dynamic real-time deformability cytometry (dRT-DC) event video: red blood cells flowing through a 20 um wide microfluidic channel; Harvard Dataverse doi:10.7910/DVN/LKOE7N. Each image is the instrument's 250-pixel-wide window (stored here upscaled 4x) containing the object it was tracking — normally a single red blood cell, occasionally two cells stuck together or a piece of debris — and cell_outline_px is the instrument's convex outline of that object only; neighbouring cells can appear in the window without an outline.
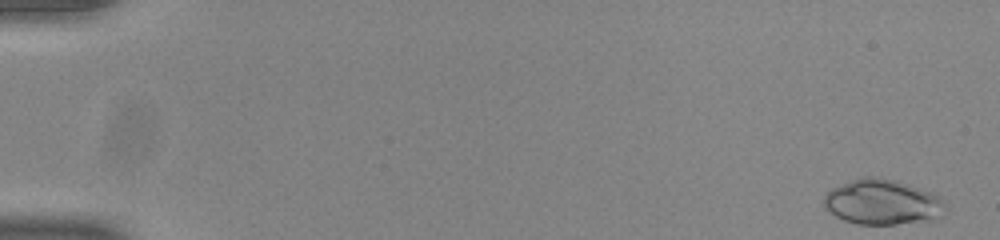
{"species": "common noctule bat (a hibernating species)", "species_latin": "Nyctalus noctula", "temperature_condition": "room temperature", "stored_images_in_passage": 52, "camera_frame_rate_fps": 3000, "um_per_image_px": 0.085, "animal": {"sex": "male", "body_mass_g": 20.0, "forearm_length_mm": 53.3}, "frame": {"image": 1, "passage_image": 1, "time_ms": 0.0, "image_size_px": [1000, 240], "cell_outline_px": [[948, 208], [944, 216], [940, 220], [896, 224], [856, 224], [844, 220], [828, 212], [824, 208], [824, 196], [832, 188], [860, 176], [872, 176], [896, 180], [920, 188], [944, 200]], "centroid_in_image_um": [75.05, 17.2], "position_along_channel_um": 9.9, "area_um2": 32.54}}
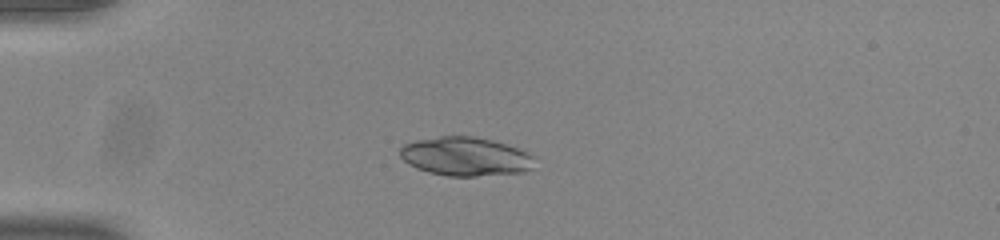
{"frame": {"image": 2, "passage_image": 14, "time_ms": 4.333, "image_size_px": [1000, 240], "cell_outline_px": [[532, 168], [524, 172], [476, 176], [448, 176], [428, 172], [416, 168], [408, 164], [400, 156], [400, 148], [404, 144], [416, 140], [440, 136], [472, 136], [492, 140], [528, 152], [532, 156]], "centroid_in_image_um": [39.53, 13.3], "position_along_channel_um": 45.5, "area_um2": 30.23}}